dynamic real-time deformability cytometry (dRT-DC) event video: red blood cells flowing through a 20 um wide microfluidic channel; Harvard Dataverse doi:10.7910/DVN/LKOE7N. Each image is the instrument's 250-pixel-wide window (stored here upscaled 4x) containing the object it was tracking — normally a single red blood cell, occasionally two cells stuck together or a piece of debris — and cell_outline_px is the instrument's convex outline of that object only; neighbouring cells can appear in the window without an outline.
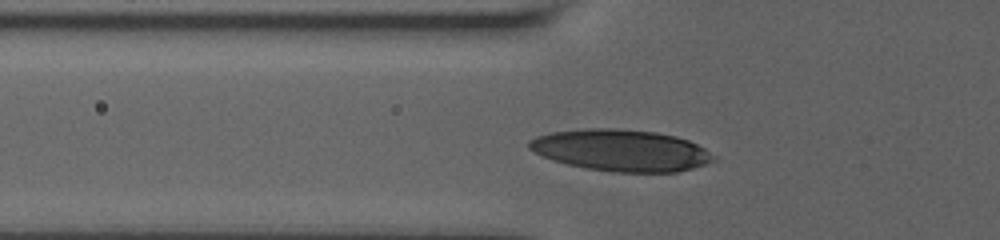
{"species": "human", "species_latin": "Homo sapiens", "temperature_condition": "room temperature", "stored_images_in_passage": 29, "camera_frame_rate_fps": 3000, "um_per_image_px": 0.085, "donor": {"sex": "male"}, "frame": {"image": 1, "passage_image": 2, "time_ms": 0.333, "image_size_px": [1000, 240], "cell_outline_px": [[716, 160], [692, 168], [676, 172], [616, 172], [588, 168], [568, 164], [552, 160], [528, 148], [528, 140], [536, 136], [552, 132], [584, 128], [616, 128], [656, 132], [676, 136], [688, 140], [704, 148], [716, 156]], "centroid_in_image_um": [52.79, 12.77], "position_along_channel_um": 73.0, "area_um2": 44.62}}
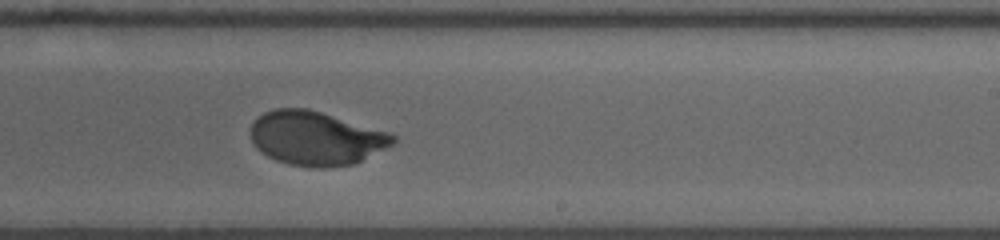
{"frame": {"image": 2, "passage_image": 17, "time_ms": 5.333, "image_size_px": [1000, 240], "cell_outline_px": [[396, 140], [392, 144], [356, 164], [324, 168], [316, 168], [288, 164], [276, 160], [268, 156], [256, 148], [252, 144], [252, 124], [264, 112], [276, 108], [308, 108], [388, 132], [396, 136]], "centroid_in_image_um": [26.86, 11.76], "position_along_channel_um": 262.1, "area_um2": 44.56}}
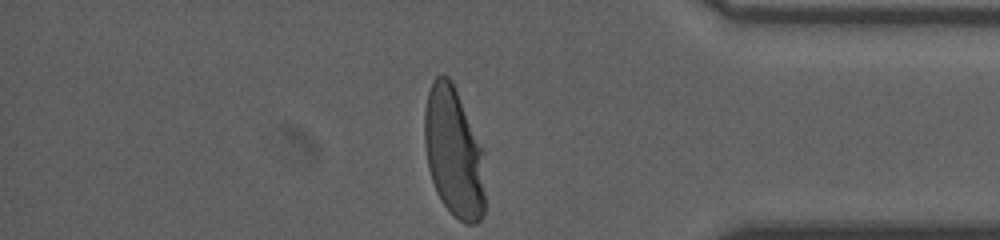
{"frame": {"image": 3, "passage_image": 29, "time_ms": 9.333, "image_size_px": [1000, 240], "cell_outline_px": [[484, 212], [480, 220], [476, 224], [464, 224], [440, 200], [436, 192], [428, 168], [424, 144], [424, 112], [428, 92], [432, 80], [436, 76], [448, 76], [452, 80], [484, 148]], "centroid_in_image_um": [38.58, 12.93], "position_along_channel_um": 396.6, "area_um2": 46.53}, "authors_computed_cell_mechanics": {"area_um2": 45.1996, "velocity_mm_per_s": 3.8186, "shape_relaxation_time_tau1_ms": 3.2036, "shape_relaxation_time_tau2_ms": null, "deformation_change_tau1": 0.1852, "deformation_change_tau2": null}}